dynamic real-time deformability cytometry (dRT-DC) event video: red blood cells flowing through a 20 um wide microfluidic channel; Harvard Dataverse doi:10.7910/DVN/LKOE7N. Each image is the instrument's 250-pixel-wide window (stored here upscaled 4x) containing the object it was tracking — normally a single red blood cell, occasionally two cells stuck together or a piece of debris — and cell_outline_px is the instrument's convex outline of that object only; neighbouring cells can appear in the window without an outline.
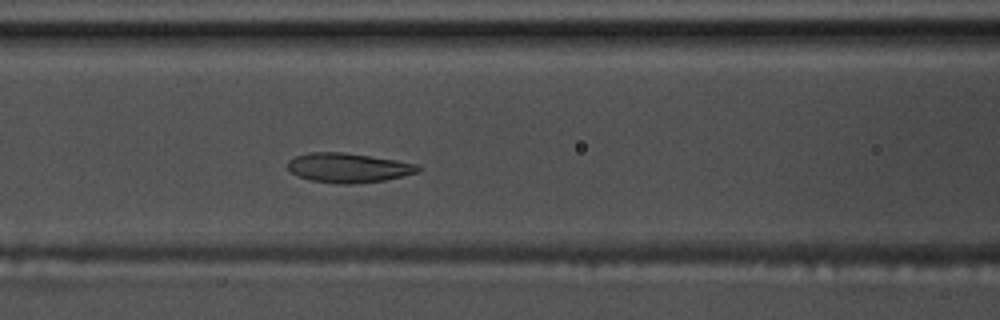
{"species": "common noctule bat (a hibernating species)", "species_latin": "Nyctalus noctula", "temperature_condition": "warm", "stored_images_in_passage": 6, "camera_frame_rate_fps": 3000, "um_per_image_px": 0.085, "animal": {"sex": "male", "body_mass_g": 17.5, "forearm_length_mm": 52.3}, "frame": {"image": 1, "passage_image": 6, "time_ms": 1.667, "image_size_px": [1000, 320], "cell_outline_px": [[420, 172], [404, 176], [384, 180], [348, 184], [344, 184], [308, 180], [296, 176], [288, 168], [288, 160], [296, 156], [308, 152], [344, 152], [396, 160], [420, 164]], "centroid_in_image_um": [29.62, 14.26], "position_along_channel_um": 137.0, "area_um2": 22.48}}